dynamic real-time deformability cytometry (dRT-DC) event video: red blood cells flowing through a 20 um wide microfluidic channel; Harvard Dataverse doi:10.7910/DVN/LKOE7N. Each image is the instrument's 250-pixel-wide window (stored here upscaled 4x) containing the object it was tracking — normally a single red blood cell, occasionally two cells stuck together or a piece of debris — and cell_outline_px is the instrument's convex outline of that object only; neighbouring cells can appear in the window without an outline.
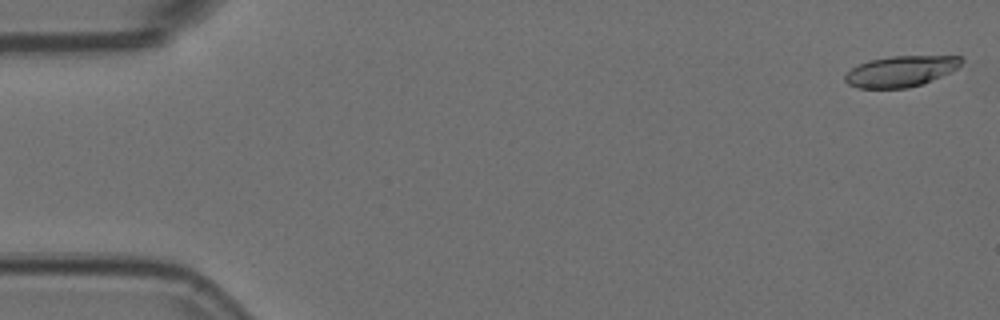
{"species": "Egyptian fruit bat (a non-hibernating species)", "species_latin": "Rousettus aegyptiacus", "temperature_condition": "room temperature", "stored_images_in_passage": 24, "camera_frame_rate_fps": 3000, "um_per_image_px": 0.085, "animal": {"sex": "female"}, "frame": {"image": 1, "passage_image": 2, "time_ms": 0.333, "image_size_px": [1000, 320], "cell_outline_px": [[964, 60], [956, 68], [940, 76], [920, 84], [908, 88], [856, 88], [848, 84], [844, 80], [844, 76], [852, 68], [868, 60], [892, 56], [960, 56]], "centroid_in_image_um": [76.52, 6.05], "position_along_channel_um": 8.5, "area_um2": 20.63}}
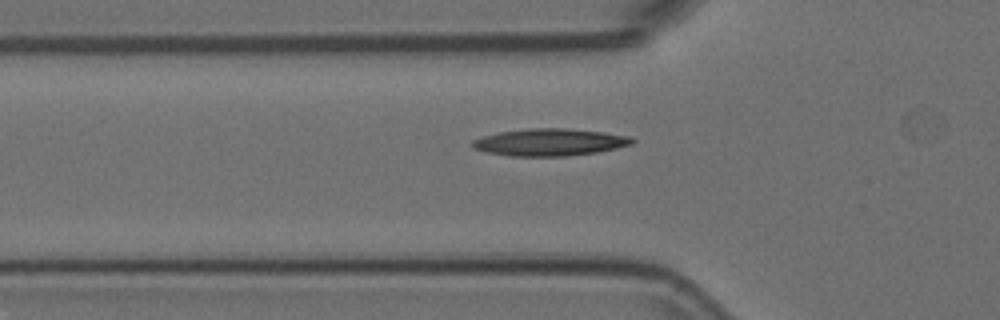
{"frame": {"image": 2, "passage_image": 19, "time_ms": 6.0, "image_size_px": [1000, 320], "cell_outline_px": [[636, 140], [632, 144], [616, 148], [596, 152], [568, 156], [512, 156], [484, 152], [476, 148], [472, 144], [472, 140], [484, 136], [500, 132], [528, 128], [564, 128], [604, 132], [632, 136]], "centroid_in_image_um": [46.77, 12.08], "position_along_channel_um": 79.0, "area_um2": 25.26}}
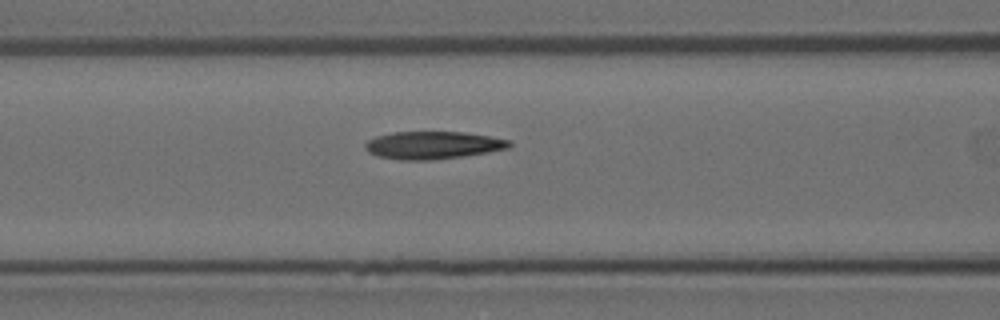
{"frame": {"image": 3, "passage_image": 23, "time_ms": 7.333, "image_size_px": [1000, 320], "cell_outline_px": [[512, 144], [508, 148], [488, 152], [464, 156], [432, 160], [400, 160], [376, 156], [368, 152], [364, 148], [364, 144], [368, 140], [376, 136], [392, 132], [464, 132], [512, 140]], "centroid_in_image_um": [36.77, 12.34], "position_along_channel_um": 129.8, "area_um2": 23.35}}